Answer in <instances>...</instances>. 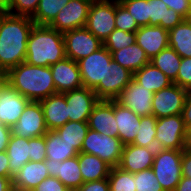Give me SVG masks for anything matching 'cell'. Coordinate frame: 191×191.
I'll return each instance as SVG.
<instances>
[{"mask_svg": "<svg viewBox=\"0 0 191 191\" xmlns=\"http://www.w3.org/2000/svg\"><path fill=\"white\" fill-rule=\"evenodd\" d=\"M66 58L63 33L48 25H36L28 37L25 62L47 67Z\"/></svg>", "mask_w": 191, "mask_h": 191, "instance_id": "cell-3", "label": "cell"}, {"mask_svg": "<svg viewBox=\"0 0 191 191\" xmlns=\"http://www.w3.org/2000/svg\"><path fill=\"white\" fill-rule=\"evenodd\" d=\"M39 102L48 131H54L69 121L65 92L53 94Z\"/></svg>", "mask_w": 191, "mask_h": 191, "instance_id": "cell-22", "label": "cell"}, {"mask_svg": "<svg viewBox=\"0 0 191 191\" xmlns=\"http://www.w3.org/2000/svg\"><path fill=\"white\" fill-rule=\"evenodd\" d=\"M6 82V72L0 67V86Z\"/></svg>", "mask_w": 191, "mask_h": 191, "instance_id": "cell-54", "label": "cell"}, {"mask_svg": "<svg viewBox=\"0 0 191 191\" xmlns=\"http://www.w3.org/2000/svg\"><path fill=\"white\" fill-rule=\"evenodd\" d=\"M46 160L45 135L30 138V161L40 162Z\"/></svg>", "mask_w": 191, "mask_h": 191, "instance_id": "cell-43", "label": "cell"}, {"mask_svg": "<svg viewBox=\"0 0 191 191\" xmlns=\"http://www.w3.org/2000/svg\"><path fill=\"white\" fill-rule=\"evenodd\" d=\"M115 26L126 32H136L140 27L128 10L118 1L115 0Z\"/></svg>", "mask_w": 191, "mask_h": 191, "instance_id": "cell-40", "label": "cell"}, {"mask_svg": "<svg viewBox=\"0 0 191 191\" xmlns=\"http://www.w3.org/2000/svg\"><path fill=\"white\" fill-rule=\"evenodd\" d=\"M12 134L21 138L43 136L48 132L45 125L44 113L39 101H29L25 106L18 122L11 127Z\"/></svg>", "mask_w": 191, "mask_h": 191, "instance_id": "cell-10", "label": "cell"}, {"mask_svg": "<svg viewBox=\"0 0 191 191\" xmlns=\"http://www.w3.org/2000/svg\"><path fill=\"white\" fill-rule=\"evenodd\" d=\"M88 126L102 135L118 137L115 100H99L89 116Z\"/></svg>", "mask_w": 191, "mask_h": 191, "instance_id": "cell-18", "label": "cell"}, {"mask_svg": "<svg viewBox=\"0 0 191 191\" xmlns=\"http://www.w3.org/2000/svg\"><path fill=\"white\" fill-rule=\"evenodd\" d=\"M65 100L68 105L69 121H88L94 106L99 102L96 93L82 87L65 92Z\"/></svg>", "mask_w": 191, "mask_h": 191, "instance_id": "cell-15", "label": "cell"}, {"mask_svg": "<svg viewBox=\"0 0 191 191\" xmlns=\"http://www.w3.org/2000/svg\"><path fill=\"white\" fill-rule=\"evenodd\" d=\"M110 191H136L134 173L120 167H111L108 176Z\"/></svg>", "mask_w": 191, "mask_h": 191, "instance_id": "cell-36", "label": "cell"}, {"mask_svg": "<svg viewBox=\"0 0 191 191\" xmlns=\"http://www.w3.org/2000/svg\"><path fill=\"white\" fill-rule=\"evenodd\" d=\"M188 90L174 83L154 93L152 98V114L158 119L182 114Z\"/></svg>", "mask_w": 191, "mask_h": 191, "instance_id": "cell-11", "label": "cell"}, {"mask_svg": "<svg viewBox=\"0 0 191 191\" xmlns=\"http://www.w3.org/2000/svg\"><path fill=\"white\" fill-rule=\"evenodd\" d=\"M115 119L120 141L124 145L131 144L139 131L141 116L125 108L115 100Z\"/></svg>", "mask_w": 191, "mask_h": 191, "instance_id": "cell-24", "label": "cell"}, {"mask_svg": "<svg viewBox=\"0 0 191 191\" xmlns=\"http://www.w3.org/2000/svg\"><path fill=\"white\" fill-rule=\"evenodd\" d=\"M181 115L183 117V121L186 126V129H190L191 128V89L188 90L186 94L184 107H183Z\"/></svg>", "mask_w": 191, "mask_h": 191, "instance_id": "cell-47", "label": "cell"}, {"mask_svg": "<svg viewBox=\"0 0 191 191\" xmlns=\"http://www.w3.org/2000/svg\"><path fill=\"white\" fill-rule=\"evenodd\" d=\"M183 150L156 149L151 167L164 191H174L182 178Z\"/></svg>", "mask_w": 191, "mask_h": 191, "instance_id": "cell-4", "label": "cell"}, {"mask_svg": "<svg viewBox=\"0 0 191 191\" xmlns=\"http://www.w3.org/2000/svg\"><path fill=\"white\" fill-rule=\"evenodd\" d=\"M156 124L157 118L153 114L141 116L139 131L131 144L156 148Z\"/></svg>", "mask_w": 191, "mask_h": 191, "instance_id": "cell-35", "label": "cell"}, {"mask_svg": "<svg viewBox=\"0 0 191 191\" xmlns=\"http://www.w3.org/2000/svg\"><path fill=\"white\" fill-rule=\"evenodd\" d=\"M181 59V56L173 48L167 47L154 56L150 63L160 69L174 83Z\"/></svg>", "mask_w": 191, "mask_h": 191, "instance_id": "cell-33", "label": "cell"}, {"mask_svg": "<svg viewBox=\"0 0 191 191\" xmlns=\"http://www.w3.org/2000/svg\"><path fill=\"white\" fill-rule=\"evenodd\" d=\"M133 79L153 93L171 85L173 82L150 62L133 73Z\"/></svg>", "mask_w": 191, "mask_h": 191, "instance_id": "cell-28", "label": "cell"}, {"mask_svg": "<svg viewBox=\"0 0 191 191\" xmlns=\"http://www.w3.org/2000/svg\"><path fill=\"white\" fill-rule=\"evenodd\" d=\"M70 0H40L35 13L30 17L36 25H50L61 9Z\"/></svg>", "mask_w": 191, "mask_h": 191, "instance_id": "cell-34", "label": "cell"}, {"mask_svg": "<svg viewBox=\"0 0 191 191\" xmlns=\"http://www.w3.org/2000/svg\"><path fill=\"white\" fill-rule=\"evenodd\" d=\"M155 153L156 148L126 144L118 167L130 173L150 169L153 166Z\"/></svg>", "mask_w": 191, "mask_h": 191, "instance_id": "cell-20", "label": "cell"}, {"mask_svg": "<svg viewBox=\"0 0 191 191\" xmlns=\"http://www.w3.org/2000/svg\"><path fill=\"white\" fill-rule=\"evenodd\" d=\"M187 129L181 114L161 117L156 124V149L183 150Z\"/></svg>", "mask_w": 191, "mask_h": 191, "instance_id": "cell-7", "label": "cell"}, {"mask_svg": "<svg viewBox=\"0 0 191 191\" xmlns=\"http://www.w3.org/2000/svg\"><path fill=\"white\" fill-rule=\"evenodd\" d=\"M136 191H164L152 168L134 173Z\"/></svg>", "mask_w": 191, "mask_h": 191, "instance_id": "cell-41", "label": "cell"}, {"mask_svg": "<svg viewBox=\"0 0 191 191\" xmlns=\"http://www.w3.org/2000/svg\"><path fill=\"white\" fill-rule=\"evenodd\" d=\"M182 176L191 178V152L183 149L181 160Z\"/></svg>", "mask_w": 191, "mask_h": 191, "instance_id": "cell-48", "label": "cell"}, {"mask_svg": "<svg viewBox=\"0 0 191 191\" xmlns=\"http://www.w3.org/2000/svg\"><path fill=\"white\" fill-rule=\"evenodd\" d=\"M47 177L45 161H29L12 177V187L14 191H32Z\"/></svg>", "mask_w": 191, "mask_h": 191, "instance_id": "cell-23", "label": "cell"}, {"mask_svg": "<svg viewBox=\"0 0 191 191\" xmlns=\"http://www.w3.org/2000/svg\"><path fill=\"white\" fill-rule=\"evenodd\" d=\"M77 156L84 183L108 178L111 166L98 156L83 152Z\"/></svg>", "mask_w": 191, "mask_h": 191, "instance_id": "cell-27", "label": "cell"}, {"mask_svg": "<svg viewBox=\"0 0 191 191\" xmlns=\"http://www.w3.org/2000/svg\"><path fill=\"white\" fill-rule=\"evenodd\" d=\"M150 26L159 25L166 30L174 28L185 18L170 9L162 0H147Z\"/></svg>", "mask_w": 191, "mask_h": 191, "instance_id": "cell-26", "label": "cell"}, {"mask_svg": "<svg viewBox=\"0 0 191 191\" xmlns=\"http://www.w3.org/2000/svg\"><path fill=\"white\" fill-rule=\"evenodd\" d=\"M135 19L139 27L150 26L147 0H118Z\"/></svg>", "mask_w": 191, "mask_h": 191, "instance_id": "cell-38", "label": "cell"}, {"mask_svg": "<svg viewBox=\"0 0 191 191\" xmlns=\"http://www.w3.org/2000/svg\"><path fill=\"white\" fill-rule=\"evenodd\" d=\"M40 0H6L3 11L12 15L31 17L39 4Z\"/></svg>", "mask_w": 191, "mask_h": 191, "instance_id": "cell-39", "label": "cell"}, {"mask_svg": "<svg viewBox=\"0 0 191 191\" xmlns=\"http://www.w3.org/2000/svg\"><path fill=\"white\" fill-rule=\"evenodd\" d=\"M66 57L75 62L89 56L103 46L86 27L69 30L63 33Z\"/></svg>", "mask_w": 191, "mask_h": 191, "instance_id": "cell-9", "label": "cell"}, {"mask_svg": "<svg viewBox=\"0 0 191 191\" xmlns=\"http://www.w3.org/2000/svg\"><path fill=\"white\" fill-rule=\"evenodd\" d=\"M56 93H64L83 87L78 63L70 58L52 64L50 66Z\"/></svg>", "mask_w": 191, "mask_h": 191, "instance_id": "cell-17", "label": "cell"}, {"mask_svg": "<svg viewBox=\"0 0 191 191\" xmlns=\"http://www.w3.org/2000/svg\"><path fill=\"white\" fill-rule=\"evenodd\" d=\"M170 9L185 19H191V0H162Z\"/></svg>", "mask_w": 191, "mask_h": 191, "instance_id": "cell-45", "label": "cell"}, {"mask_svg": "<svg viewBox=\"0 0 191 191\" xmlns=\"http://www.w3.org/2000/svg\"><path fill=\"white\" fill-rule=\"evenodd\" d=\"M92 1L70 0L49 26L61 33L85 27Z\"/></svg>", "mask_w": 191, "mask_h": 191, "instance_id": "cell-12", "label": "cell"}, {"mask_svg": "<svg viewBox=\"0 0 191 191\" xmlns=\"http://www.w3.org/2000/svg\"><path fill=\"white\" fill-rule=\"evenodd\" d=\"M32 191H70L58 178L49 176Z\"/></svg>", "mask_w": 191, "mask_h": 191, "instance_id": "cell-44", "label": "cell"}, {"mask_svg": "<svg viewBox=\"0 0 191 191\" xmlns=\"http://www.w3.org/2000/svg\"><path fill=\"white\" fill-rule=\"evenodd\" d=\"M184 149L191 152V128L187 129Z\"/></svg>", "mask_w": 191, "mask_h": 191, "instance_id": "cell-53", "label": "cell"}, {"mask_svg": "<svg viewBox=\"0 0 191 191\" xmlns=\"http://www.w3.org/2000/svg\"><path fill=\"white\" fill-rule=\"evenodd\" d=\"M169 47L173 48L181 58L191 57V19H184L169 30Z\"/></svg>", "mask_w": 191, "mask_h": 191, "instance_id": "cell-30", "label": "cell"}, {"mask_svg": "<svg viewBox=\"0 0 191 191\" xmlns=\"http://www.w3.org/2000/svg\"><path fill=\"white\" fill-rule=\"evenodd\" d=\"M85 27L104 43L116 29L115 0H93Z\"/></svg>", "mask_w": 191, "mask_h": 191, "instance_id": "cell-6", "label": "cell"}, {"mask_svg": "<svg viewBox=\"0 0 191 191\" xmlns=\"http://www.w3.org/2000/svg\"><path fill=\"white\" fill-rule=\"evenodd\" d=\"M9 157L6 151L0 152V176L10 178Z\"/></svg>", "mask_w": 191, "mask_h": 191, "instance_id": "cell-50", "label": "cell"}, {"mask_svg": "<svg viewBox=\"0 0 191 191\" xmlns=\"http://www.w3.org/2000/svg\"><path fill=\"white\" fill-rule=\"evenodd\" d=\"M11 134V127L0 124V152L6 151Z\"/></svg>", "mask_w": 191, "mask_h": 191, "instance_id": "cell-49", "label": "cell"}, {"mask_svg": "<svg viewBox=\"0 0 191 191\" xmlns=\"http://www.w3.org/2000/svg\"><path fill=\"white\" fill-rule=\"evenodd\" d=\"M136 43L135 32H126L115 29L104 41L103 46L110 52L119 51Z\"/></svg>", "mask_w": 191, "mask_h": 191, "instance_id": "cell-37", "label": "cell"}, {"mask_svg": "<svg viewBox=\"0 0 191 191\" xmlns=\"http://www.w3.org/2000/svg\"><path fill=\"white\" fill-rule=\"evenodd\" d=\"M6 82L29 101H41L56 94L50 66L20 63L6 72Z\"/></svg>", "mask_w": 191, "mask_h": 191, "instance_id": "cell-2", "label": "cell"}, {"mask_svg": "<svg viewBox=\"0 0 191 191\" xmlns=\"http://www.w3.org/2000/svg\"><path fill=\"white\" fill-rule=\"evenodd\" d=\"M34 24L29 16L0 10V67L5 72L25 62L27 41Z\"/></svg>", "mask_w": 191, "mask_h": 191, "instance_id": "cell-1", "label": "cell"}, {"mask_svg": "<svg viewBox=\"0 0 191 191\" xmlns=\"http://www.w3.org/2000/svg\"><path fill=\"white\" fill-rule=\"evenodd\" d=\"M132 78V72L112 59L106 68L105 84H99L93 91L100 100H115Z\"/></svg>", "mask_w": 191, "mask_h": 191, "instance_id": "cell-13", "label": "cell"}, {"mask_svg": "<svg viewBox=\"0 0 191 191\" xmlns=\"http://www.w3.org/2000/svg\"><path fill=\"white\" fill-rule=\"evenodd\" d=\"M174 191H191V178L182 176Z\"/></svg>", "mask_w": 191, "mask_h": 191, "instance_id": "cell-51", "label": "cell"}, {"mask_svg": "<svg viewBox=\"0 0 191 191\" xmlns=\"http://www.w3.org/2000/svg\"><path fill=\"white\" fill-rule=\"evenodd\" d=\"M111 56L114 61L132 73L150 62L145 51L137 43L123 47L119 51H114Z\"/></svg>", "mask_w": 191, "mask_h": 191, "instance_id": "cell-29", "label": "cell"}, {"mask_svg": "<svg viewBox=\"0 0 191 191\" xmlns=\"http://www.w3.org/2000/svg\"><path fill=\"white\" fill-rule=\"evenodd\" d=\"M75 191H110L108 178L83 183Z\"/></svg>", "mask_w": 191, "mask_h": 191, "instance_id": "cell-46", "label": "cell"}, {"mask_svg": "<svg viewBox=\"0 0 191 191\" xmlns=\"http://www.w3.org/2000/svg\"><path fill=\"white\" fill-rule=\"evenodd\" d=\"M124 144L119 137L102 135L89 129L81 148V152L98 156L111 167L119 165Z\"/></svg>", "mask_w": 191, "mask_h": 191, "instance_id": "cell-5", "label": "cell"}, {"mask_svg": "<svg viewBox=\"0 0 191 191\" xmlns=\"http://www.w3.org/2000/svg\"><path fill=\"white\" fill-rule=\"evenodd\" d=\"M28 102L26 97L5 82L0 86V124L14 126Z\"/></svg>", "mask_w": 191, "mask_h": 191, "instance_id": "cell-16", "label": "cell"}, {"mask_svg": "<svg viewBox=\"0 0 191 191\" xmlns=\"http://www.w3.org/2000/svg\"><path fill=\"white\" fill-rule=\"evenodd\" d=\"M9 157L10 179L30 161V139L11 134L6 148Z\"/></svg>", "mask_w": 191, "mask_h": 191, "instance_id": "cell-25", "label": "cell"}, {"mask_svg": "<svg viewBox=\"0 0 191 191\" xmlns=\"http://www.w3.org/2000/svg\"><path fill=\"white\" fill-rule=\"evenodd\" d=\"M45 164L49 176L58 178L70 191H75L84 183L78 156L68 158L62 162L46 159Z\"/></svg>", "mask_w": 191, "mask_h": 191, "instance_id": "cell-19", "label": "cell"}, {"mask_svg": "<svg viewBox=\"0 0 191 191\" xmlns=\"http://www.w3.org/2000/svg\"><path fill=\"white\" fill-rule=\"evenodd\" d=\"M174 84L187 90L191 89V57L181 59V64Z\"/></svg>", "mask_w": 191, "mask_h": 191, "instance_id": "cell-42", "label": "cell"}, {"mask_svg": "<svg viewBox=\"0 0 191 191\" xmlns=\"http://www.w3.org/2000/svg\"><path fill=\"white\" fill-rule=\"evenodd\" d=\"M135 35L136 43L145 51L149 60L169 47V31L159 25L142 26Z\"/></svg>", "mask_w": 191, "mask_h": 191, "instance_id": "cell-21", "label": "cell"}, {"mask_svg": "<svg viewBox=\"0 0 191 191\" xmlns=\"http://www.w3.org/2000/svg\"><path fill=\"white\" fill-rule=\"evenodd\" d=\"M88 130V121H68L55 131L59 134L61 139L73 146L80 153Z\"/></svg>", "mask_w": 191, "mask_h": 191, "instance_id": "cell-32", "label": "cell"}, {"mask_svg": "<svg viewBox=\"0 0 191 191\" xmlns=\"http://www.w3.org/2000/svg\"><path fill=\"white\" fill-rule=\"evenodd\" d=\"M45 143L46 159L62 162L79 154L73 146L67 144L63 139H61L55 130L48 131L45 134Z\"/></svg>", "mask_w": 191, "mask_h": 191, "instance_id": "cell-31", "label": "cell"}, {"mask_svg": "<svg viewBox=\"0 0 191 191\" xmlns=\"http://www.w3.org/2000/svg\"><path fill=\"white\" fill-rule=\"evenodd\" d=\"M0 191H14L12 187V179L0 176Z\"/></svg>", "mask_w": 191, "mask_h": 191, "instance_id": "cell-52", "label": "cell"}, {"mask_svg": "<svg viewBox=\"0 0 191 191\" xmlns=\"http://www.w3.org/2000/svg\"><path fill=\"white\" fill-rule=\"evenodd\" d=\"M5 2H6V0H0V10L3 9Z\"/></svg>", "mask_w": 191, "mask_h": 191, "instance_id": "cell-55", "label": "cell"}, {"mask_svg": "<svg viewBox=\"0 0 191 191\" xmlns=\"http://www.w3.org/2000/svg\"><path fill=\"white\" fill-rule=\"evenodd\" d=\"M111 60V53L102 46L89 56L77 61L83 87L94 90L99 84H105L106 68Z\"/></svg>", "mask_w": 191, "mask_h": 191, "instance_id": "cell-8", "label": "cell"}, {"mask_svg": "<svg viewBox=\"0 0 191 191\" xmlns=\"http://www.w3.org/2000/svg\"><path fill=\"white\" fill-rule=\"evenodd\" d=\"M153 95L151 90L141 86L132 78L115 100L139 116H148L152 114Z\"/></svg>", "mask_w": 191, "mask_h": 191, "instance_id": "cell-14", "label": "cell"}]
</instances>
